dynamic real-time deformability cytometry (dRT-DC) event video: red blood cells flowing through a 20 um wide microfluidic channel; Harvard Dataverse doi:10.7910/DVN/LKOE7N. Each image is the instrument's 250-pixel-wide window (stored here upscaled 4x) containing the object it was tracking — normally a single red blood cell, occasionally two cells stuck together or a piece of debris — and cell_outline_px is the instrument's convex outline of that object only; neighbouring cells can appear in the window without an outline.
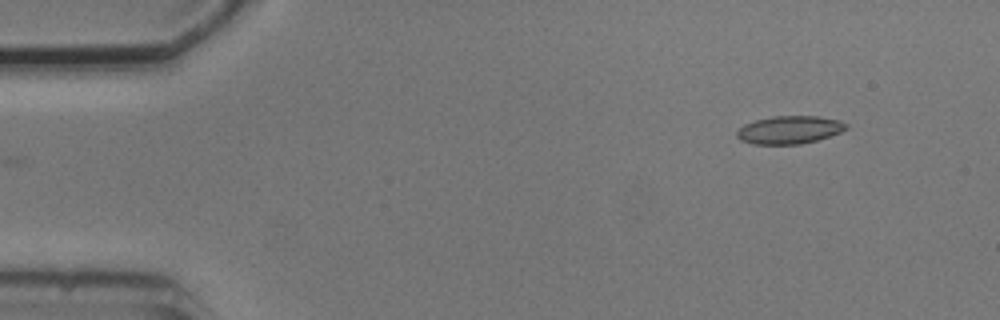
{"species": "common noctule bat (a hibernating species)", "species_latin": "Nyctalus noctula", "temperature_condition": "cold", "stored_images_in_passage": 3, "camera_frame_rate_fps": 3000, "um_per_image_px": 0.085, "animal": {"sex": "male", "body_mass_g": 20.5, "forearm_length_mm": 52.5}, "frame": {"image": 1, "passage_image": 3, "time_ms": 2.333, "image_size_px": [1000, 320], "cell_outline_px": [[848, 128], [840, 132], [816, 140], [800, 144], [752, 144], [740, 140], [736, 136], [736, 132], [744, 124], [756, 120], [772, 116], [816, 116], [840, 120], [848, 124]], "centroid_in_image_um": [67.09, 11.03], "position_along_channel_um": 17.9, "area_um2": 17.74}}